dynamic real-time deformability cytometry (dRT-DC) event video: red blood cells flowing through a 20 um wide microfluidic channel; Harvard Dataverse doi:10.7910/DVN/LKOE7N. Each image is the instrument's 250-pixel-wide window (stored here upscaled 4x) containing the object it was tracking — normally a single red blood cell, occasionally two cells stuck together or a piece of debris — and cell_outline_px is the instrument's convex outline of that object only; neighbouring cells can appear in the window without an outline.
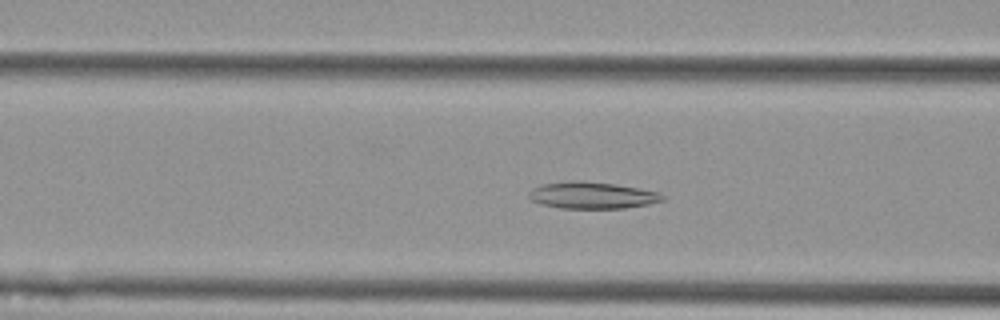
{"species": "Egyptian fruit bat (a non-hibernating species)", "species_latin": "Rousettus aegyptiacus", "temperature_condition": "cold", "stored_images_in_passage": 49, "camera_frame_rate_fps": 3000, "um_per_image_px": 0.085, "animal": {"sex": "female"}, "frame": {"image": 1, "passage_image": 15, "time_ms": 4.667, "image_size_px": [1000, 320], "cell_outline_px": [[664, 200], [648, 204], [624, 208], [560, 208], [544, 204], [532, 200], [528, 196], [528, 192], [532, 188], [540, 184], [568, 180], [580, 180], [616, 184], [640, 188], [660, 192], [664, 196]], "centroid_in_image_um": [50.32, 16.58], "position_along_channel_um": 116.3, "area_um2": 20.98}}
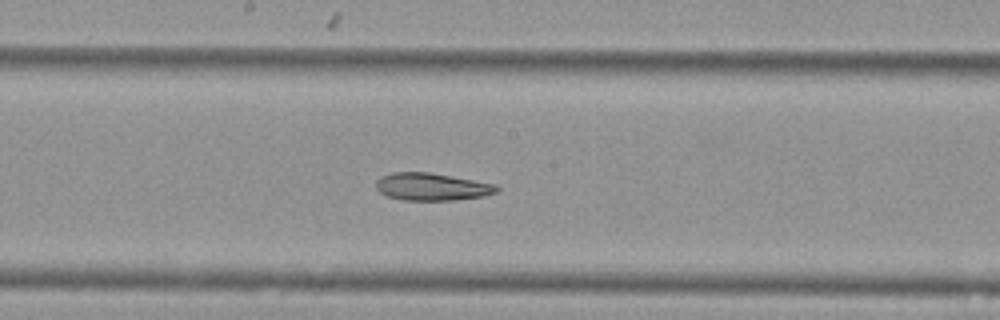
{"frame": {"image": 2, "passage_image": 23, "time_ms": 7.333, "image_size_px": [1000, 320], "cell_outline_px": [[500, 188], [496, 192], [484, 196], [452, 200], [404, 200], [384, 196], [376, 188], [376, 180], [380, 176], [392, 172], [428, 172], [496, 184]], "centroid_in_image_um": [36.66, 15.87], "position_along_channel_um": 211.5, "area_um2": 19.36}}
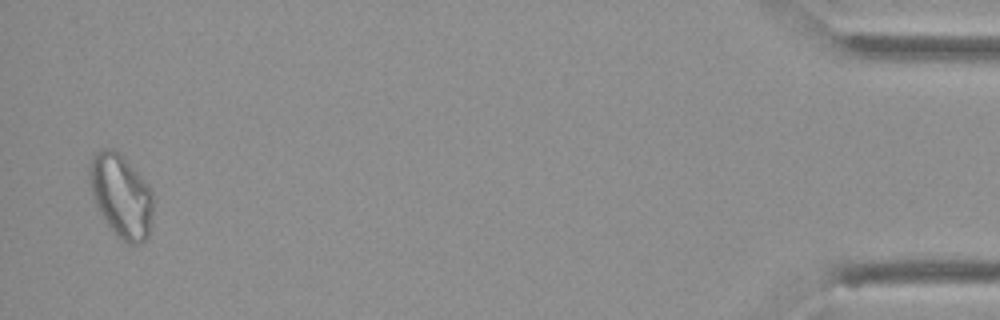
{"frame": {"image": 3, "passage_image": 48, "time_ms": 15.667, "image_size_px": [1000, 320], "cell_outline_px": [[152, 216], [148, 236], [144, 240], [136, 244], [124, 244], [116, 236], [104, 220], [92, 196], [88, 176], [88, 168], [96, 152], [100, 148], [112, 148], [120, 152], [124, 156], [148, 184], [152, 192]], "centroid_in_image_um": [10.28, 16.64], "position_along_channel_um": 424.9, "area_um2": 31.15}, "authors_computed_cell_mechanics": {"area_um2": 23.12, "velocity_mm_per_s": 3.5791, "shape_relaxation_time_tau1_ms": null, "shape_relaxation_time_tau2_ms": 5.3688, "deformation_change_tau1": null, "deformation_change_tau2": 0.1245}}